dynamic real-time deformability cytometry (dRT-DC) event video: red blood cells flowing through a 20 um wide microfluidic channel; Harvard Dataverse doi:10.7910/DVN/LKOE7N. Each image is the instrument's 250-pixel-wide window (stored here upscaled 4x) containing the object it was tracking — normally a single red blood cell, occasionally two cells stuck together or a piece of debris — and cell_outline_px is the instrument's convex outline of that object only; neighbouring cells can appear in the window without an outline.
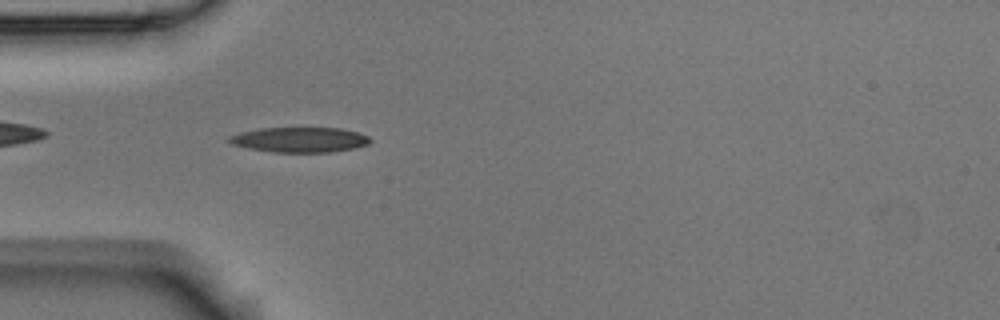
{"species": "Egyptian fruit bat (a non-hibernating species)", "species_latin": "Rousettus aegyptiacus", "temperature_condition": "room temperature", "stored_images_in_passage": 44, "camera_frame_rate_fps": 3000, "um_per_image_px": 0.085, "animal": {"sex": "male"}, "frame": {"image": 1, "passage_image": 5, "time_ms": 1.333, "image_size_px": [1000, 320], "cell_outline_px": [[372, 140], [368, 144], [352, 148], [328, 152], [272, 152], [248, 148], [232, 144], [228, 140], [228, 136], [240, 132], [260, 128], [340, 128], [356, 132], [368, 136]], "centroid_in_image_um": [25.44, 11.87], "position_along_channel_um": 59.6, "area_um2": 20.46}}
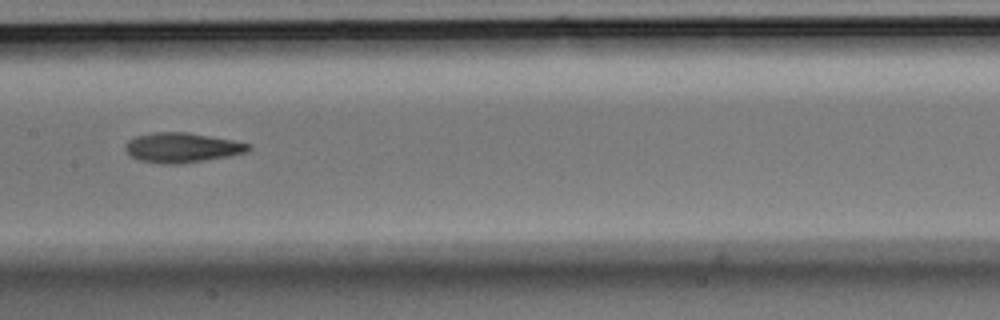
{"frame": {"image": 2, "passage_image": 16, "time_ms": 5.0, "image_size_px": [1000, 320], "cell_outline_px": [[252, 148], [248, 152], [228, 156], [180, 164], [164, 164], [140, 160], [128, 156], [124, 148], [124, 144], [128, 140], [136, 136], [156, 132], [188, 132], [232, 140], [252, 144]], "centroid_in_image_um": [15.45, 12.55], "position_along_channel_um": 191.9, "area_um2": 21.5}}
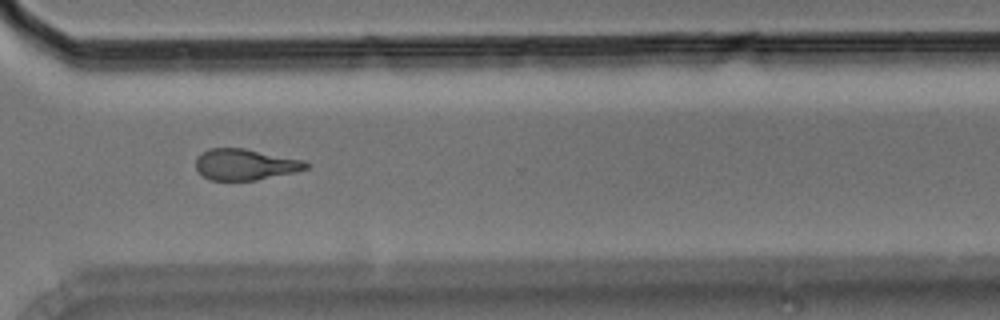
{"frame": {"image": 3, "passage_image": 29, "time_ms": 9.333, "image_size_px": [1000, 320], "cell_outline_px": [[308, 168], [296, 172], [256, 180], [208, 180], [196, 168], [196, 160], [208, 148], [244, 148], [304, 160], [308, 164]], "centroid_in_image_um": [20.86, 13.98], "position_along_channel_um": 349.7, "area_um2": 19.83}, "authors_computed_cell_mechanics": {"area_um2": 20.4612, "velocity_mm_per_s": 3.6575, "shape_relaxation_time_tau1_ms": 8.8165, "shape_relaxation_time_tau2_ms": 4.3954, "deformation_change_tau1": 0.2352, "deformation_change_tau2": 0.1521}}